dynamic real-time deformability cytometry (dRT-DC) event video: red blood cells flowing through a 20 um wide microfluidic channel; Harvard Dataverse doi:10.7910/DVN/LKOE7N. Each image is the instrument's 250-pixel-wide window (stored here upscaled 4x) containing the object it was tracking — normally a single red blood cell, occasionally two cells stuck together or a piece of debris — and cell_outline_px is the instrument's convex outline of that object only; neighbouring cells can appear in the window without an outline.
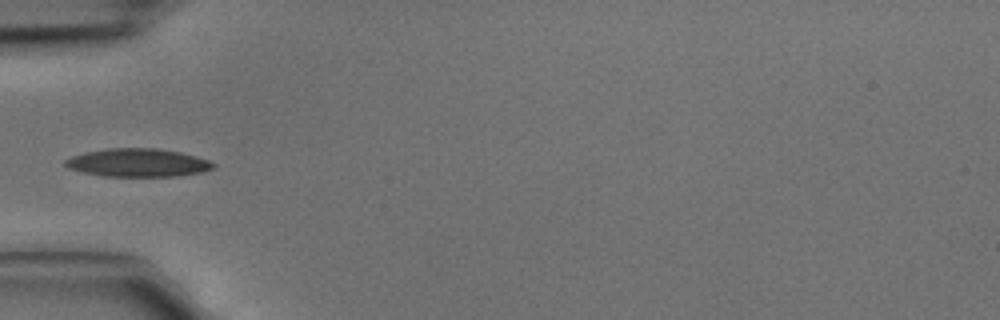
{"species": "common noctule bat (a hibernating species)", "species_latin": "Nyctalus noctula", "temperature_condition": "cold", "stored_images_in_passage": 2, "camera_frame_rate_fps": 3000, "um_per_image_px": 0.085, "animal": {"sex": "male", "body_mass_g": 15.6}, "frame": {"image": 1, "passage_image": 2, "time_ms": 0.333, "image_size_px": [1000, 320], "cell_outline_px": [[216, 168], [200, 172], [176, 176], [104, 176], [84, 172], [68, 168], [64, 164], [64, 160], [72, 156], [84, 152], [108, 148], [156, 148], [180, 152], [196, 156], [208, 160], [216, 164]], "centroid_in_image_um": [11.72, 13.82], "position_along_channel_um": 73.3, "area_um2": 24.28}}